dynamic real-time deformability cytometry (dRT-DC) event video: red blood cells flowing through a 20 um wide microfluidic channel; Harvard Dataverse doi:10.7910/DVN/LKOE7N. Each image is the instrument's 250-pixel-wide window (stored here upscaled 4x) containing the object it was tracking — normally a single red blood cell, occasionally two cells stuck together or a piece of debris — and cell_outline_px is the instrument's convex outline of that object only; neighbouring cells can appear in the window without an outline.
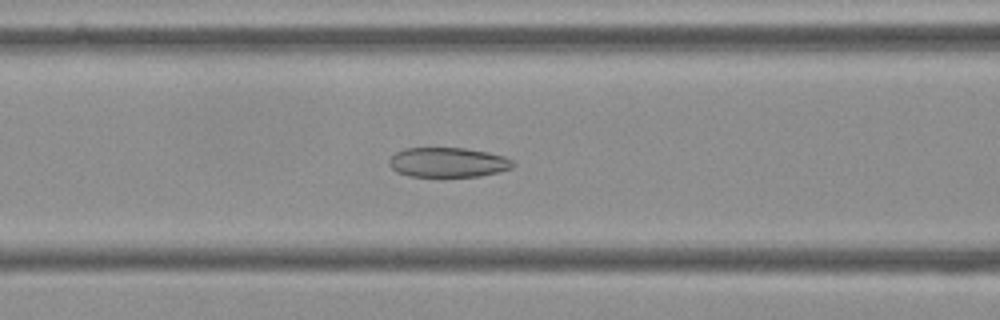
{"species": "Egyptian fruit bat (a non-hibernating species)", "species_latin": "Rousettus aegyptiacus", "temperature_condition": "cold", "stored_images_in_passage": 45, "camera_frame_rate_fps": 3000, "um_per_image_px": 0.085, "frame": {"image": 1, "passage_image": 15, "time_ms": 4.667, "image_size_px": [1000, 320], "cell_outline_px": [[516, 164], [512, 168], [500, 172], [480, 176], [408, 176], [396, 172], [388, 164], [388, 160], [396, 152], [404, 148], [464, 148], [488, 152], [504, 156], [512, 160]], "centroid_in_image_um": [38.08, 13.8], "position_along_channel_um": 128.5, "area_um2": 21.56}}
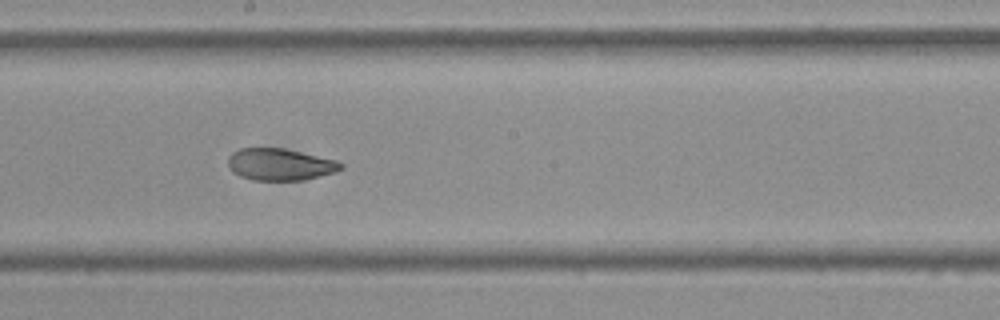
{"frame": {"image": 2, "passage_image": 23, "time_ms": 7.333, "image_size_px": [1000, 320], "cell_outline_px": [[344, 168], [336, 172], [304, 180], [252, 180], [240, 176], [232, 172], [228, 164], [228, 156], [232, 152], [240, 148], [284, 148], [336, 160], [344, 164]], "centroid_in_image_um": [23.81, 13.98], "position_along_channel_um": 224.4, "area_um2": 21.1}}
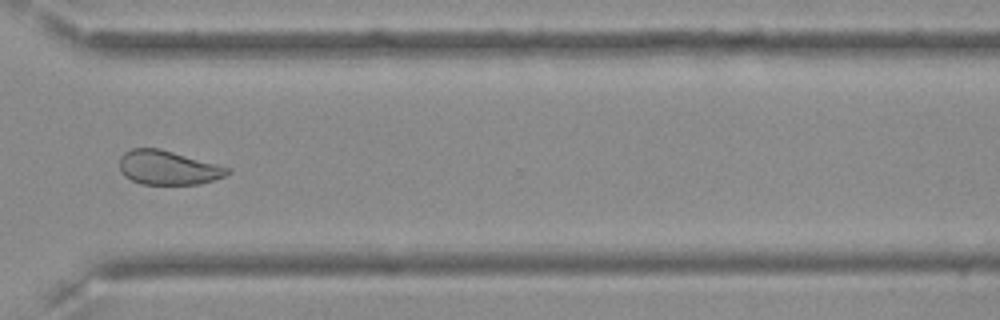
{"frame": {"image": 3, "passage_image": 34, "time_ms": 11.0, "image_size_px": [1000, 320], "cell_outline_px": [[232, 172], [224, 176], [200, 184], [140, 184], [124, 176], [120, 168], [120, 156], [124, 152], [132, 148], [160, 148], [228, 168]], "centroid_in_image_um": [14.23, 14.25], "position_along_channel_um": 356.4, "area_um2": 21.21}, "authors_computed_cell_mechanics": {"area_um2": 22.5998, "velocity_mm_per_s": 3.5918, "shape_relaxation_time_tau1_ms": null, "shape_relaxation_time_tau2_ms": 2.1367, "deformation_change_tau1": null, "deformation_change_tau2": 0.074}}